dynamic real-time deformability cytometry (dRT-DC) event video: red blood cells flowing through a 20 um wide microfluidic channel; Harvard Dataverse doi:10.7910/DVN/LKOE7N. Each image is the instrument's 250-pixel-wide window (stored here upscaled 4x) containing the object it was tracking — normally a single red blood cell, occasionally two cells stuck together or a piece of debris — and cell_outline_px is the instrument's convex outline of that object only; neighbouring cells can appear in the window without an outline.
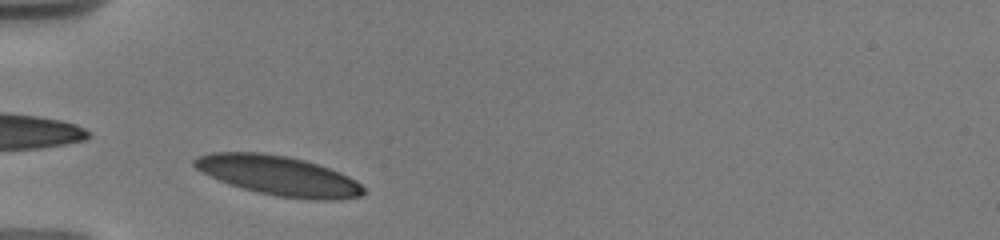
{"species": "human", "species_latin": "Homo sapiens", "temperature_condition": "warm", "stored_images_in_passage": 4, "camera_frame_rate_fps": 3000, "um_per_image_px": 0.085, "donor": {"sex": "male"}, "frame": {"image": 1, "passage_image": 3, "time_ms": 0.333, "image_size_px": [1000, 240], "cell_outline_px": [[364, 192], [360, 196], [336, 200], [316, 200], [280, 196], [260, 192], [228, 184], [200, 172], [192, 164], [192, 160], [196, 156], [212, 152], [260, 152], [288, 156], [304, 160], [340, 172], [356, 180], [364, 188]], "centroid_in_image_um": [23.64, 14.91], "position_along_channel_um": 61.4, "area_um2": 38.9}}